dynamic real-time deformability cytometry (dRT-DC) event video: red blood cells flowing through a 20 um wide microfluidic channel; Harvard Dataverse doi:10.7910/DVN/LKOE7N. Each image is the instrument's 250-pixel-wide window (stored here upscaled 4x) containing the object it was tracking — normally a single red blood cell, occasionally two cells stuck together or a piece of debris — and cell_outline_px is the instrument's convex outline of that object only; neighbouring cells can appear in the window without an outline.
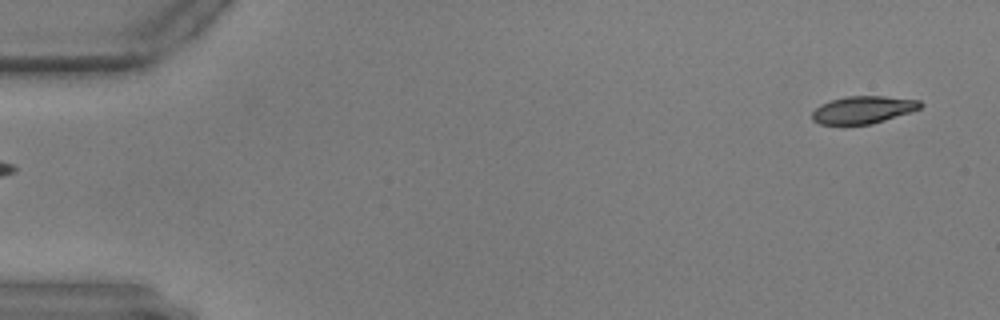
{"species": "common noctule bat (a hibernating species)", "species_latin": "Nyctalus noctula", "temperature_condition": "warm", "stored_images_in_passage": 54, "camera_frame_rate_fps": 3000, "um_per_image_px": 0.085, "animal": {"sex": "male", "body_mass_g": 17.9, "forearm_length_mm": 54.2}, "frame": {"image": 1, "passage_image": 1, "time_ms": 0.0, "image_size_px": [1000, 320], "cell_outline_px": [[924, 104], [920, 108], [912, 112], [872, 124], [820, 124], [812, 120], [812, 112], [820, 104], [844, 96], [884, 96], [920, 100]], "centroid_in_image_um": [73.39, 9.32], "position_along_channel_um": 11.6, "area_um2": 17.4}}
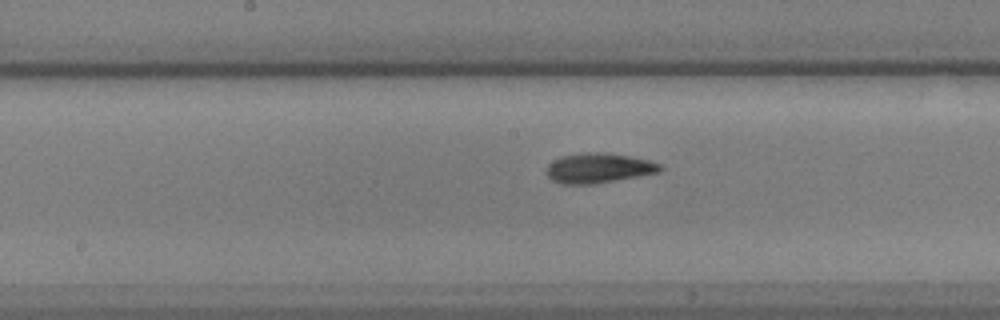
{"frame": {"image": 2, "passage_image": 28, "time_ms": 9.0, "image_size_px": [1000, 320], "cell_outline_px": [[664, 168], [660, 172], [596, 184], [560, 184], [552, 180], [544, 172], [548, 164], [564, 156], [584, 152], [604, 152], [628, 156], [648, 160], [660, 164]], "centroid_in_image_um": [50.87, 14.3], "position_along_channel_um": 197.3, "area_um2": 19.83}}
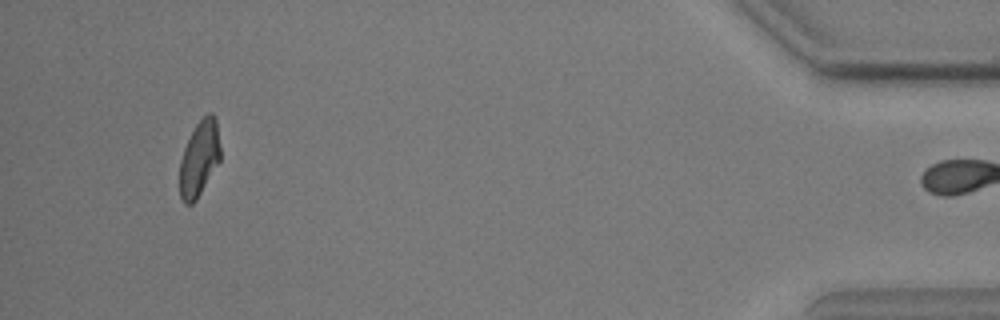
{"frame": {"image": 3, "passage_image": 53, "time_ms": 17.333, "image_size_px": [1000, 320], "cell_outline_px": [[220, 160], [196, 200], [192, 204], [184, 204], [180, 196], [180, 160], [184, 148], [196, 124], [208, 112], [212, 112], [216, 116], [220, 148]], "centroid_in_image_um": [16.95, 13.46], "position_along_channel_um": 418.3, "area_um2": 17.8}}